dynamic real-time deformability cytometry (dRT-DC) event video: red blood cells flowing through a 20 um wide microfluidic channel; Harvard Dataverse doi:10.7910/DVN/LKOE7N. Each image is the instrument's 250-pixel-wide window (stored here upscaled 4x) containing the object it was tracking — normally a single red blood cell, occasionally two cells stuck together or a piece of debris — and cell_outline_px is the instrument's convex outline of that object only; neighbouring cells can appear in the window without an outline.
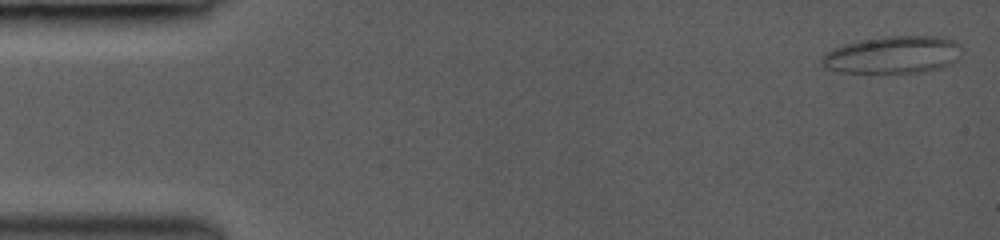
{"species": "common noctule bat (a hibernating species)", "species_latin": "Nyctalus noctula", "temperature_condition": "room temperature", "stored_images_in_passage": 24, "segment_of_instrument_passage": [1, 2], "camera_frame_rate_fps": 3000, "um_per_image_px": 0.085, "animal": {"sex": "female", "body_mass_g": 19.0, "forearm_length_mm": 53.3}, "frame": {"image": 1, "passage_image": 1, "time_ms": 0.0, "image_size_px": [1000, 240], "cell_outline_px": [[960, 60], [952, 64], [940, 68], [924, 72], [840, 72], [828, 68], [820, 64], [820, 60], [824, 52], [832, 48], [844, 44], [860, 40], [880, 36], [948, 36], [960, 44]], "centroid_in_image_um": [75.93, 4.64], "position_along_channel_um": 9.1, "area_um2": 30.98}}
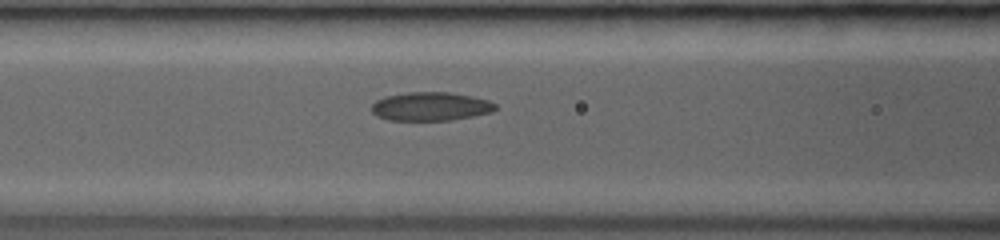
{"frame": {"image": 2, "passage_image": 10, "time_ms": 6.333, "image_size_px": [1000, 240], "cell_outline_px": [[496, 108], [492, 112], [452, 120], [388, 120], [376, 116], [372, 112], [372, 104], [376, 100], [384, 96], [408, 92], [448, 92], [472, 96], [488, 100], [496, 104]], "centroid_in_image_um": [36.58, 9.04], "position_along_channel_um": 130.0, "area_um2": 20.69}}
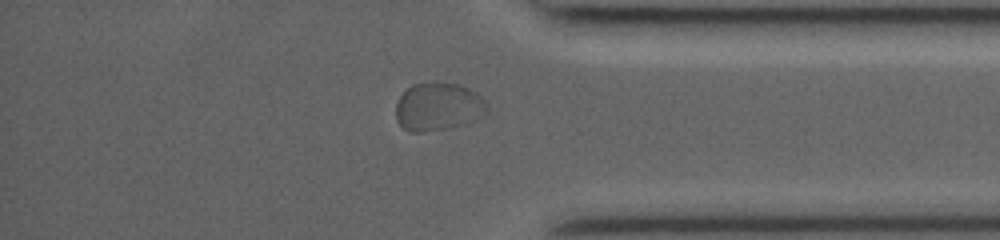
{"frame": {"image": 3, "passage_image": 21, "time_ms": 13.0, "image_size_px": [1000, 240], "cell_outline_px": [[488, 112], [464, 124], [424, 132], [412, 132], [404, 128], [396, 120], [396, 104], [400, 96], [412, 84], [428, 80], [436, 80], [456, 84], [468, 88], [476, 92], [488, 104]], "centroid_in_image_um": [37.23, 9.03], "position_along_channel_um": 398.0, "area_um2": 25.78}}